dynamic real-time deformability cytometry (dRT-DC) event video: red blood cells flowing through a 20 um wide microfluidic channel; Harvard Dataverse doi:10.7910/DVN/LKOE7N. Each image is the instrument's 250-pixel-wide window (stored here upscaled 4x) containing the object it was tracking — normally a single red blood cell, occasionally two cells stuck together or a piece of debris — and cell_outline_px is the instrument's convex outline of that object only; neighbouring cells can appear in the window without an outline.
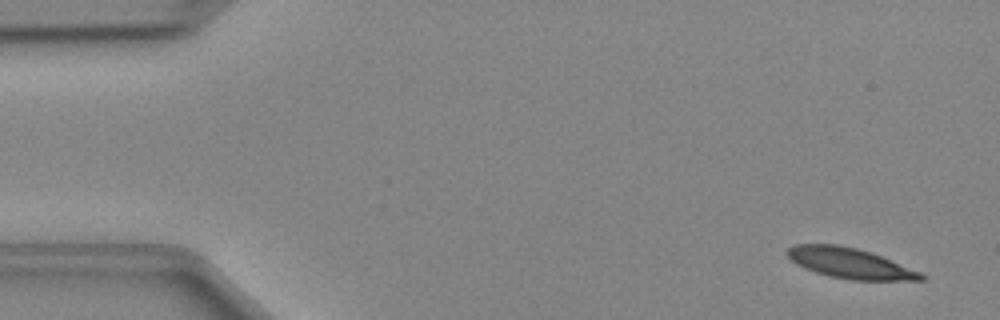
{"species": "Egyptian fruit bat (a non-hibernating species)", "species_latin": "Rousettus aegyptiacus", "temperature_condition": "cold", "stored_images_in_passage": 49, "camera_frame_rate_fps": 3000, "um_per_image_px": 0.085, "animal": {"sex": "female"}, "frame": {"image": 1, "passage_image": 3, "time_ms": 0.667, "image_size_px": [1000, 320], "cell_outline_px": [[924, 280], [852, 280], [828, 276], [804, 268], [796, 264], [784, 252], [788, 248], [796, 244], [836, 244], [856, 248], [872, 252], [920, 272], [924, 276]], "centroid_in_image_um": [72.2, 22.36], "position_along_channel_um": 12.8, "area_um2": 23.58}}
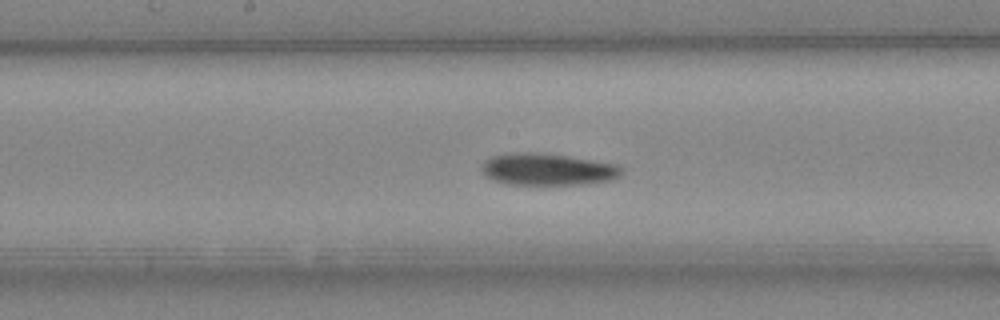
{"frame": {"image": 2, "passage_image": 25, "time_ms": 8.0, "image_size_px": [1000, 320], "cell_outline_px": [[624, 172], [620, 176], [612, 180], [584, 184], [508, 184], [484, 176], [480, 168], [484, 160], [492, 156], [516, 152], [532, 152], [564, 156], [592, 160], [616, 164], [624, 168]], "centroid_in_image_um": [46.55, 14.4], "position_along_channel_um": 201.7, "area_um2": 25.95}}
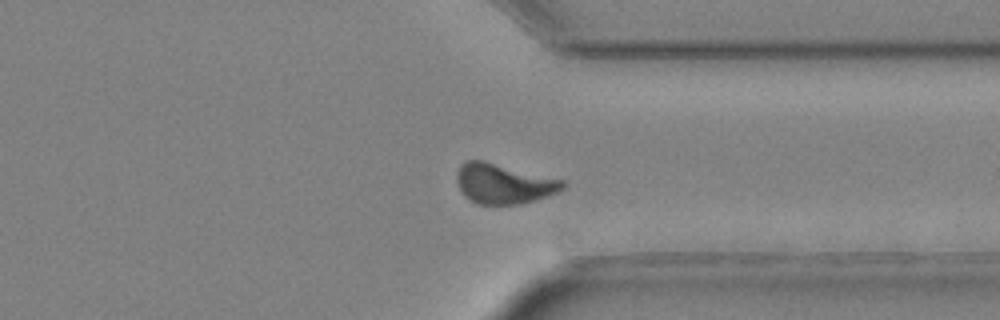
{"frame": {"image": 3, "passage_image": 37, "time_ms": 12.0, "image_size_px": [1000, 320], "cell_outline_px": [[568, 184], [564, 188], [556, 192], [536, 200], [520, 204], [476, 204], [464, 196], [456, 180], [456, 172], [460, 164], [468, 160], [484, 160], [564, 180]], "centroid_in_image_um": [42.8, 15.6], "position_along_channel_um": 368.6, "area_um2": 24.85}}